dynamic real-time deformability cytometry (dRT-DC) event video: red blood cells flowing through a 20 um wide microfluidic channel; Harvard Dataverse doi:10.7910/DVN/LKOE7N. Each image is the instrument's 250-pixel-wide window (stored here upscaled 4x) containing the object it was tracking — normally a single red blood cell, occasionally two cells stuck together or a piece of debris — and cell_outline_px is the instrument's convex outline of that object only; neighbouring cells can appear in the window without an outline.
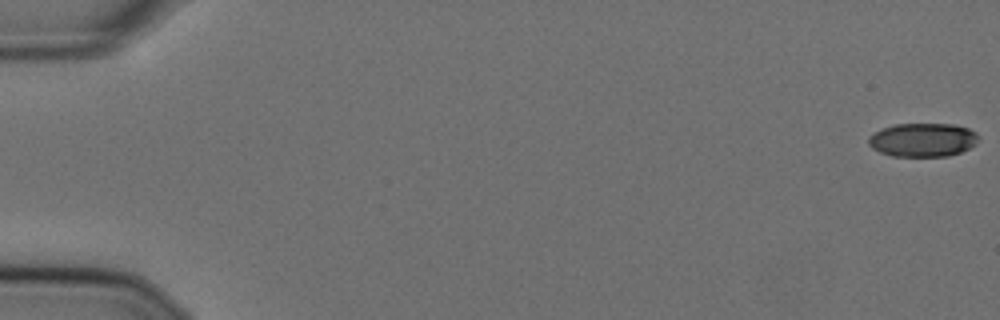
{"species": "Egyptian fruit bat (a non-hibernating species)", "species_latin": "Rousettus aegyptiacus", "temperature_condition": "cold", "stored_images_in_passage": 57, "camera_frame_rate_fps": 3000, "um_per_image_px": 0.085, "animal": {"sex": "female"}, "frame": {"image": 1, "passage_image": 1, "time_ms": 0.0, "image_size_px": [1000, 320], "cell_outline_px": [[976, 140], [968, 148], [960, 152], [948, 156], [892, 156], [880, 152], [872, 148], [868, 144], [868, 140], [876, 132], [884, 128], [896, 124], [952, 124], [968, 128], [976, 136]], "centroid_in_image_um": [78.39, 11.89], "position_along_channel_um": 6.6, "area_um2": 21.04}}
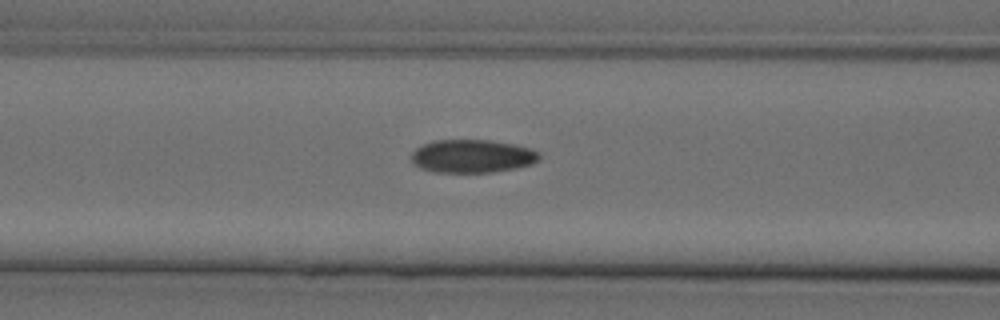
{"frame": {"image": 2, "passage_image": 24, "time_ms": 7.667, "image_size_px": [1000, 320], "cell_outline_px": [[540, 156], [532, 164], [492, 172], [432, 172], [420, 168], [412, 164], [412, 152], [416, 148], [424, 144], [436, 140], [488, 140], [512, 144], [528, 148], [536, 152]], "centroid_in_image_um": [40.06, 13.28], "position_along_channel_um": 126.5, "area_um2": 24.39}}
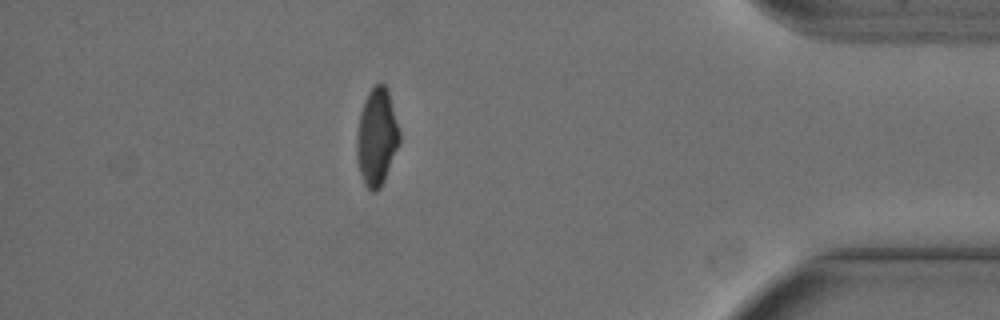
{"frame": {"image": 3, "passage_image": 50, "time_ms": 16.333, "image_size_px": [1000, 320], "cell_outline_px": [[400, 144], [384, 180], [380, 188], [376, 192], [372, 192], [364, 184], [356, 160], [356, 136], [360, 112], [364, 100], [368, 92], [376, 84], [384, 84], [388, 88], [400, 132]], "centroid_in_image_um": [32.02, 11.65], "position_along_channel_um": 403.2, "area_um2": 24.51}, "authors_computed_cell_mechanics": {"area_um2": 24.3916, "velocity_mm_per_s": 3.627, "shape_relaxation_time_tau1_ms": 10.4173, "shape_relaxation_time_tau2_ms": 1.4117, "deformation_change_tau1": 0.2048, "deformation_change_tau2": 0.0522}}